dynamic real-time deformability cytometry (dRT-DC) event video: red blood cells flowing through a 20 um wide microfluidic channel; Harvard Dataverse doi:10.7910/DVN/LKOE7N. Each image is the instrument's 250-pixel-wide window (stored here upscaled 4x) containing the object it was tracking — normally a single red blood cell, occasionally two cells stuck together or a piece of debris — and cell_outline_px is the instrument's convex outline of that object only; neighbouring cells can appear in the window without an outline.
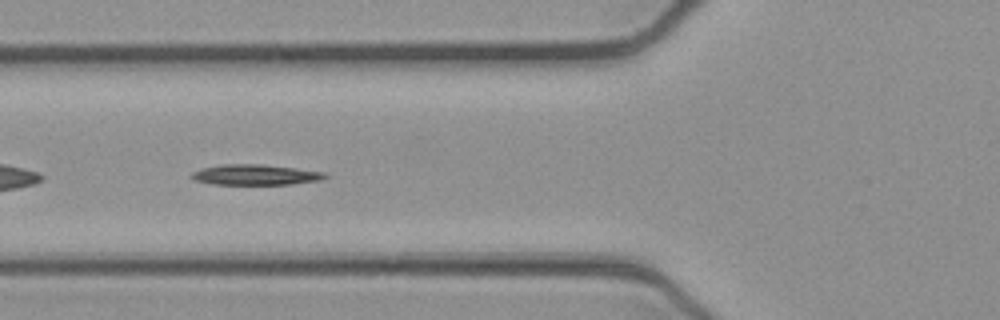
{"species": "common noctule bat (a hibernating species)", "species_latin": "Nyctalus noctula", "temperature_condition": "cold", "stored_images_in_passage": 39, "segment_of_instrument_passage": [1, 2], "camera_frame_rate_fps": 3000, "um_per_image_px": 0.085, "animal": {"sex": "female", "body_mass_g": 21.9}, "frame": {"image": 1, "passage_image": 5, "time_ms": 1.333, "image_size_px": [1000, 320], "cell_outline_px": [[328, 176], [320, 180], [292, 184], [212, 184], [196, 180], [188, 176], [192, 172], [200, 168], [224, 164], [260, 164], [296, 168], [328, 172]], "centroid_in_image_um": [21.72, 14.85], "position_along_channel_um": 104.1, "area_um2": 16.01}}
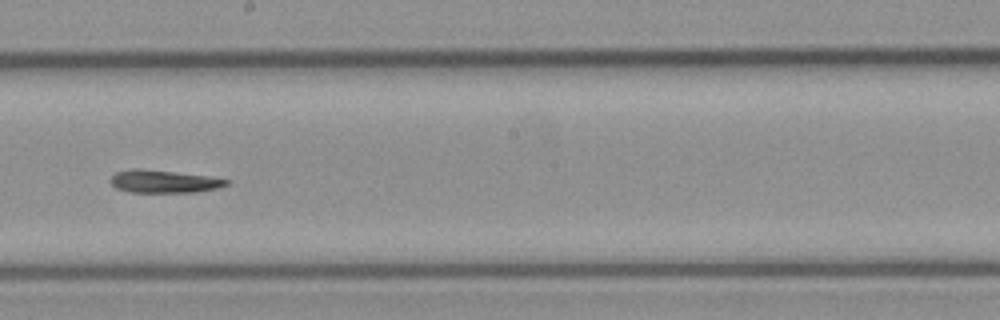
{"frame": {"image": 2, "passage_image": 15, "time_ms": 4.667, "image_size_px": [1000, 320], "cell_outline_px": [[232, 180], [228, 184], [220, 188], [196, 192], [128, 192], [116, 188], [112, 184], [112, 176], [116, 172], [136, 168], [140, 168], [208, 176]], "centroid_in_image_um": [13.98, 15.43], "position_along_channel_um": 234.2, "area_um2": 15.32}}
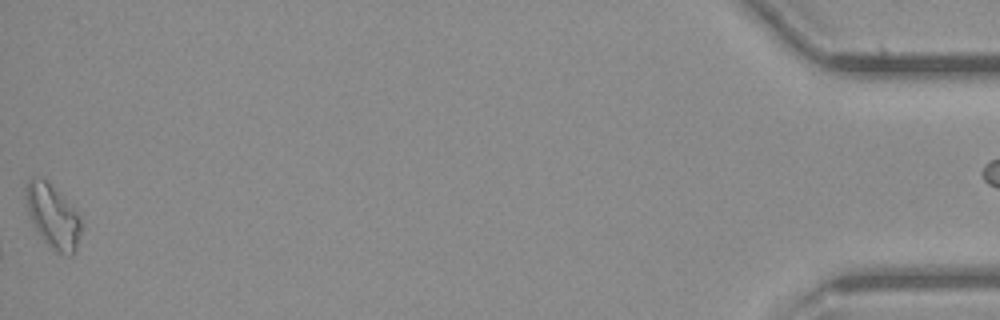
{"frame": {"image": 3, "passage_image": 38, "time_ms": 12.333, "image_size_px": [1000, 320], "cell_outline_px": [[80, 232], [76, 248], [72, 256], [56, 252], [44, 240], [36, 228], [28, 212], [24, 192], [24, 184], [32, 176], [36, 176], [44, 180], [60, 196], [80, 220]], "centroid_in_image_um": [4.42, 18.39], "position_along_channel_um": 430.8, "area_um2": 19.42}}